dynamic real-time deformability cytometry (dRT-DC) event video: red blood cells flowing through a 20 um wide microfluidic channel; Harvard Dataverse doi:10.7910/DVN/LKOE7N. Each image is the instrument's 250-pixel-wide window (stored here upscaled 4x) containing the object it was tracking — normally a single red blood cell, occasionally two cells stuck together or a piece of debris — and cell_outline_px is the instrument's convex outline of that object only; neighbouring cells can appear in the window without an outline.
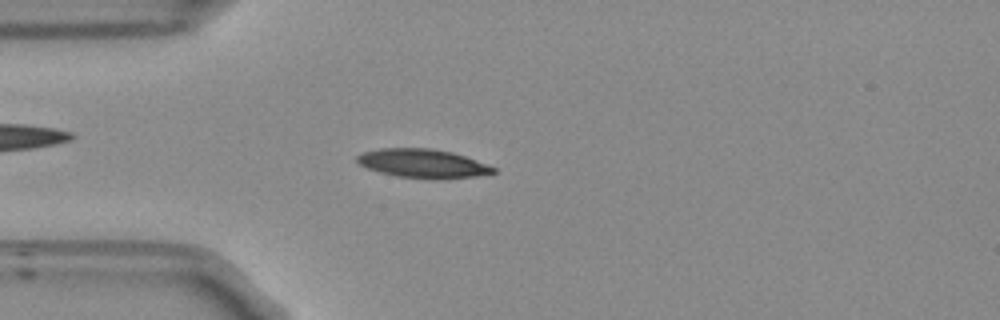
{"species": "Egyptian fruit bat (a non-hibernating species)", "species_latin": "Rousettus aegyptiacus", "temperature_condition": "room temperature", "stored_images_in_passage": 52, "camera_frame_rate_fps": 3000, "um_per_image_px": 0.085, "frame": {"image": 1, "passage_image": 13, "time_ms": 4.0, "image_size_px": [1000, 320], "cell_outline_px": [[496, 172], [476, 176], [396, 176], [380, 172], [368, 168], [360, 164], [356, 160], [356, 156], [360, 152], [380, 148], [432, 148], [452, 152], [476, 160], [496, 168]], "centroid_in_image_um": [35.86, 13.83], "position_along_channel_um": 49.1, "area_um2": 21.85}}
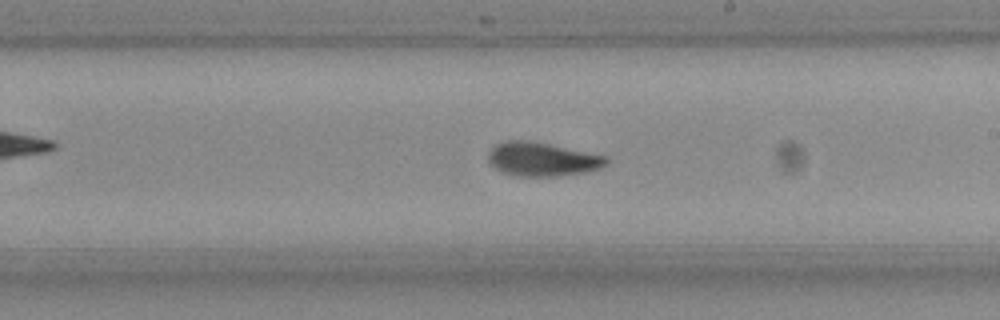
{"frame": {"image": 2, "passage_image": 29, "time_ms": 9.333, "image_size_px": [1000, 320], "cell_outline_px": [[608, 164], [600, 168], [588, 172], [556, 176], [516, 176], [500, 172], [488, 160], [488, 152], [496, 144], [508, 140], [524, 140], [548, 144], [608, 156]], "centroid_in_image_um": [46.1, 13.54], "position_along_channel_um": 242.9, "area_um2": 23.24}}
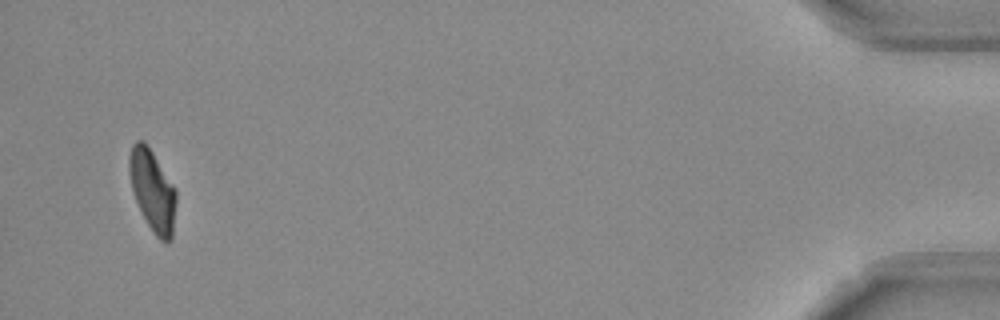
{"frame": {"image": 3, "passage_image": 50, "time_ms": 16.333, "image_size_px": [1000, 320], "cell_outline_px": [[176, 204], [172, 240], [160, 240], [156, 236], [148, 224], [136, 200], [132, 188], [128, 172], [128, 156], [132, 144], [136, 140], [144, 140], [176, 188]], "centroid_in_image_um": [12.96, 16.15], "position_along_channel_um": 422.2, "area_um2": 22.14}, "authors_computed_cell_mechanics": {"area_um2": 22.3686, "velocity_mm_per_s": 3.8028, "shape_relaxation_time_tau1_ms": 3.9963, "shape_relaxation_time_tau2_ms": 2.6732, "deformation_change_tau1": 0.1508, "deformation_change_tau2": 0.0695}}